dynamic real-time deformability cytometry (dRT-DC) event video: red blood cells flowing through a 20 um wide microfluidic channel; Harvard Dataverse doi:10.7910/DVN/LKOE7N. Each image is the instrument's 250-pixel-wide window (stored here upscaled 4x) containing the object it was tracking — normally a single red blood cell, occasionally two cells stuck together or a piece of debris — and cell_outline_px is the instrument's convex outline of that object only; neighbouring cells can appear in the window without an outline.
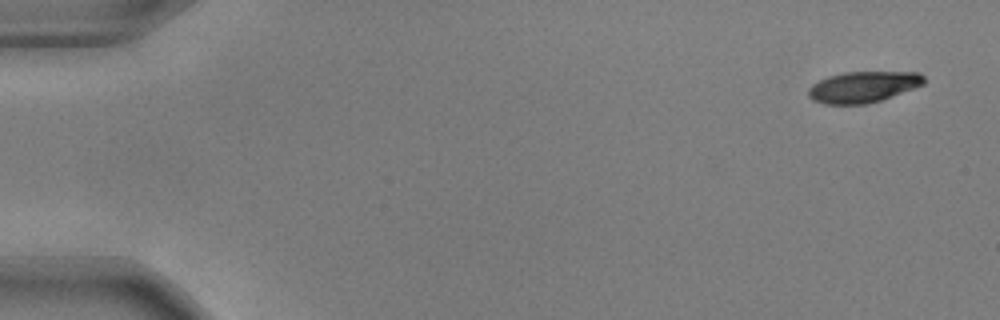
{"species": "common noctule bat (a hibernating species)", "species_latin": "Nyctalus noctula", "temperature_condition": "warm", "stored_images_in_passage": 49, "camera_frame_rate_fps": 3000, "um_per_image_px": 0.085, "animal": {"sex": "male", "body_mass_g": 17.9, "forearm_length_mm": 54.2}, "frame": {"image": 1, "passage_image": 1, "time_ms": 0.0, "image_size_px": [1000, 320], "cell_outline_px": [[924, 84], [880, 100], [868, 104], [824, 104], [812, 100], [808, 96], [808, 88], [812, 84], [828, 76], [844, 72], [920, 72], [924, 76]], "centroid_in_image_um": [73.33, 7.38], "position_along_channel_um": 11.7, "area_um2": 20.87}}
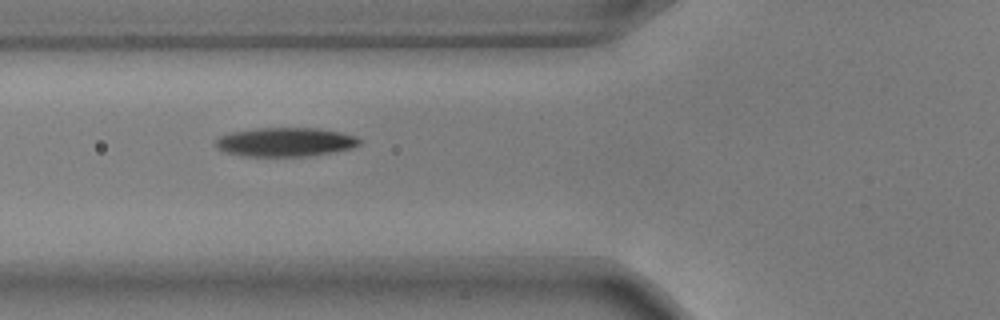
{"frame": {"image": 2, "passage_image": 19, "time_ms": 6.0, "image_size_px": [1000, 320], "cell_outline_px": [[360, 144], [352, 148], [304, 156], [248, 156], [224, 152], [216, 144], [216, 140], [220, 136], [232, 132], [256, 128], [316, 128], [340, 132], [356, 136], [360, 140]], "centroid_in_image_um": [24.26, 12.06], "position_along_channel_um": 101.5, "area_um2": 23.87}}
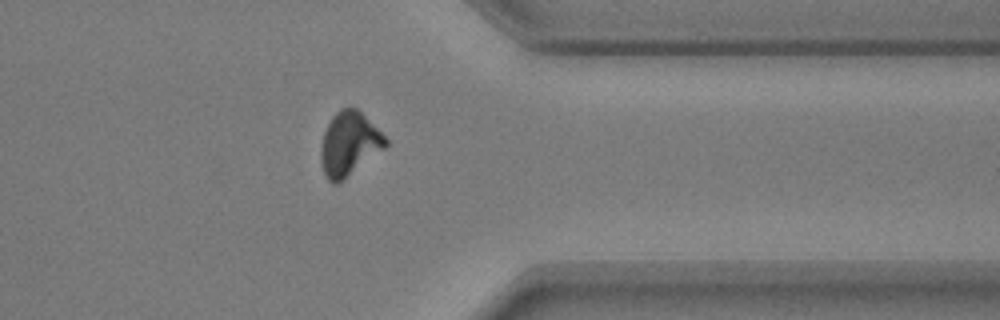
{"frame": {"image": 3, "passage_image": 42, "time_ms": 13.667, "image_size_px": [1000, 320], "cell_outline_px": [[388, 144], [384, 148], [336, 184], [332, 184], [328, 180], [324, 172], [320, 160], [320, 148], [324, 132], [332, 116], [340, 108], [356, 108], [388, 140]], "centroid_in_image_um": [29.64, 12.22], "position_along_channel_um": 381.8, "area_um2": 23.41}}